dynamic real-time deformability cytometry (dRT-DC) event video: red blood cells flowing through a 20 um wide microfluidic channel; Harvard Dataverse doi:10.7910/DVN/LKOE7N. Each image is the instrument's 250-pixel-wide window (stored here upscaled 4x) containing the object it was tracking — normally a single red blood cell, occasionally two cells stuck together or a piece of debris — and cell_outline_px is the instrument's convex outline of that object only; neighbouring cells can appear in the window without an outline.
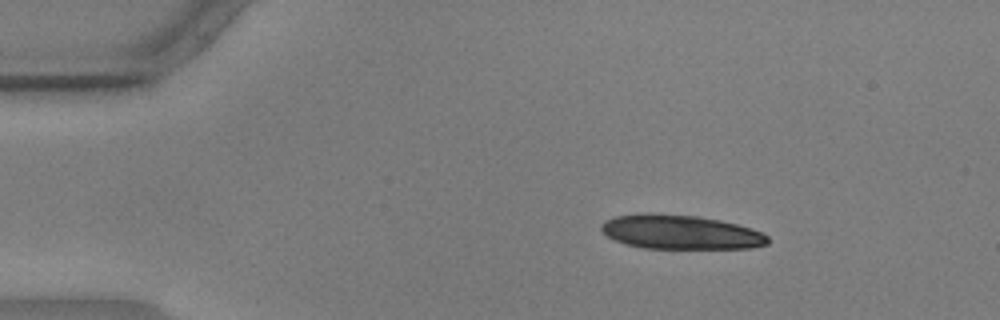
{"species": "common noctule bat (a hibernating species)", "species_latin": "Nyctalus noctula", "temperature_condition": "warm", "stored_images_in_passage": 48, "segment_of_instrument_passage": [1, 2], "camera_frame_rate_fps": 3000, "um_per_image_px": 0.085, "animal": {"sex": "male", "body_mass_g": 17.9, "forearm_length_mm": 54.2}, "frame": {"image": 1, "passage_image": 1, "time_ms": 0.0, "image_size_px": [1000, 320], "cell_outline_px": [[768, 244], [752, 248], [644, 248], [624, 244], [608, 236], [600, 228], [600, 224], [604, 220], [616, 216], [648, 212], [696, 216], [720, 220], [752, 228], [768, 236]], "centroid_in_image_um": [57.82, 19.72], "position_along_channel_um": 27.2, "area_um2": 33.23}}